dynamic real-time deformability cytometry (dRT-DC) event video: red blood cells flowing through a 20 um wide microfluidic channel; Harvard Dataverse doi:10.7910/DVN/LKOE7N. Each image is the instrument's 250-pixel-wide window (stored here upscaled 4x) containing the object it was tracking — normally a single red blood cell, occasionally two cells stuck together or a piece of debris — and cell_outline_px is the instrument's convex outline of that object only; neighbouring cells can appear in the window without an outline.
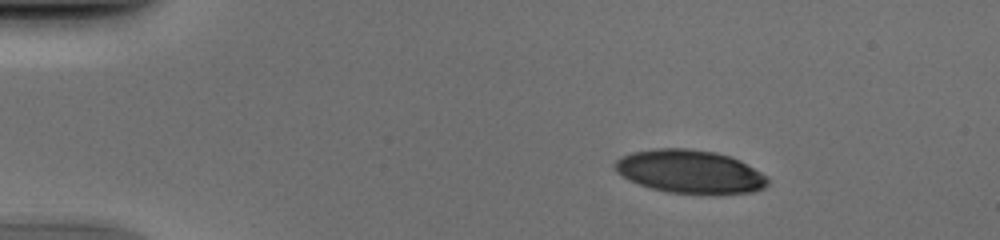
{"species": "human", "species_latin": "Homo sapiens", "temperature_condition": "cold", "stored_images_in_passage": 44, "camera_frame_rate_fps": 3000, "um_per_image_px": 0.085, "donor": {"sex": "male"}, "frame": {"image": 1, "passage_image": 1, "time_ms": 0.0, "image_size_px": [1000, 240], "cell_outline_px": [[768, 184], [764, 188], [752, 192], [668, 192], [652, 188], [628, 180], [620, 176], [612, 168], [612, 164], [620, 156], [632, 152], [656, 148], [688, 148], [716, 152], [740, 160], [760, 172], [768, 180]], "centroid_in_image_um": [58.55, 14.55], "position_along_channel_um": 26.5, "area_um2": 38.09}}
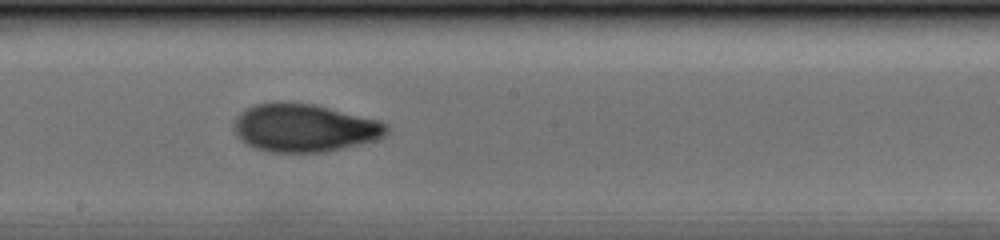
{"frame": {"image": 2, "passage_image": 22, "time_ms": 7.0, "image_size_px": [1000, 240], "cell_outline_px": [[388, 132], [384, 136], [376, 140], [324, 152], [272, 152], [256, 148], [248, 144], [236, 132], [232, 124], [236, 116], [244, 108], [256, 104], [276, 100], [280, 100], [316, 104], [380, 120], [388, 124]], "centroid_in_image_um": [25.87, 10.83], "position_along_channel_um": 222.3, "area_um2": 43.12}}
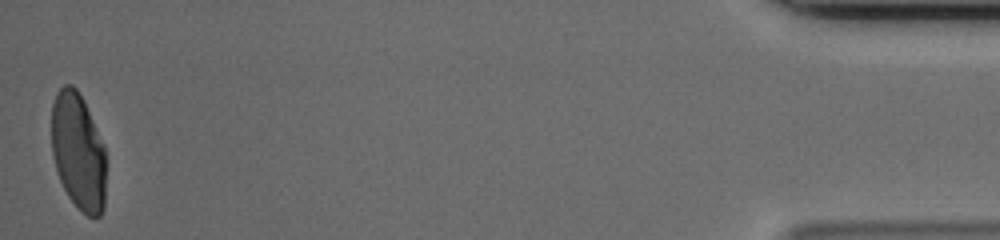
{"frame": {"image": 3, "passage_image": 44, "time_ms": 14.333, "image_size_px": [1000, 240], "cell_outline_px": [[104, 208], [100, 216], [88, 216], [76, 208], [68, 196], [60, 180], [56, 168], [52, 152], [52, 104], [56, 92], [64, 84], [72, 84], [76, 88], [84, 100], [104, 144]], "centroid_in_image_um": [6.64, 12.86], "position_along_channel_um": 428.6, "area_um2": 37.11}}